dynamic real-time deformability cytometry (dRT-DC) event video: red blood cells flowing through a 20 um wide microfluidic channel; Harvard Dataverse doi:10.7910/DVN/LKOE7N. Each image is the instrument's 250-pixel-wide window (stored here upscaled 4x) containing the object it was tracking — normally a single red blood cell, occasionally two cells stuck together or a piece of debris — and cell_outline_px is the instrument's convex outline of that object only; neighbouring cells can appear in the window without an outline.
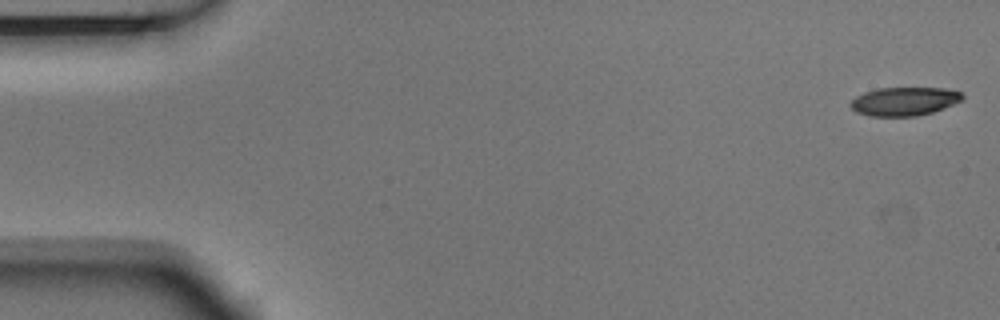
{"species": "Egyptian fruit bat (a non-hibernating species)", "species_latin": "Rousettus aegyptiacus", "temperature_condition": "room temperature", "stored_images_in_passage": 5, "segment_of_instrument_passage": [1, 2], "camera_frame_rate_fps": 3000, "um_per_image_px": 0.085, "animal": {"sex": "male"}, "frame": {"image": 1, "passage_image": 1, "time_ms": 0.0, "image_size_px": [1000, 320], "cell_outline_px": [[964, 96], [960, 100], [952, 104], [932, 112], [916, 116], [868, 116], [856, 112], [848, 104], [856, 96], [864, 92], [876, 88], [944, 88], [960, 92]], "centroid_in_image_um": [76.8, 8.61], "position_along_channel_um": 8.2, "area_um2": 18.5}}
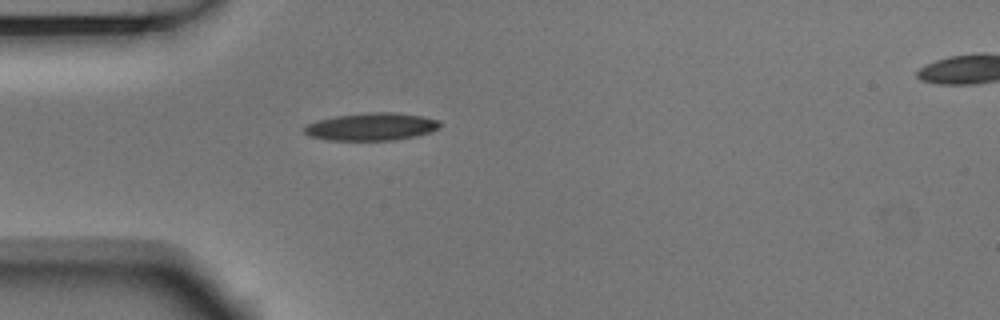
{"frame": {"image": 2, "passage_image": 4, "time_ms": 1.0, "image_size_px": [1000, 320], "cell_outline_px": [[440, 128], [416, 136], [392, 140], [328, 140], [308, 136], [304, 132], [304, 128], [308, 124], [320, 120], [336, 116], [368, 112], [392, 112], [424, 116], [440, 120]], "centroid_in_image_um": [31.6, 10.76], "position_along_channel_um": 53.4, "area_um2": 21.73}}